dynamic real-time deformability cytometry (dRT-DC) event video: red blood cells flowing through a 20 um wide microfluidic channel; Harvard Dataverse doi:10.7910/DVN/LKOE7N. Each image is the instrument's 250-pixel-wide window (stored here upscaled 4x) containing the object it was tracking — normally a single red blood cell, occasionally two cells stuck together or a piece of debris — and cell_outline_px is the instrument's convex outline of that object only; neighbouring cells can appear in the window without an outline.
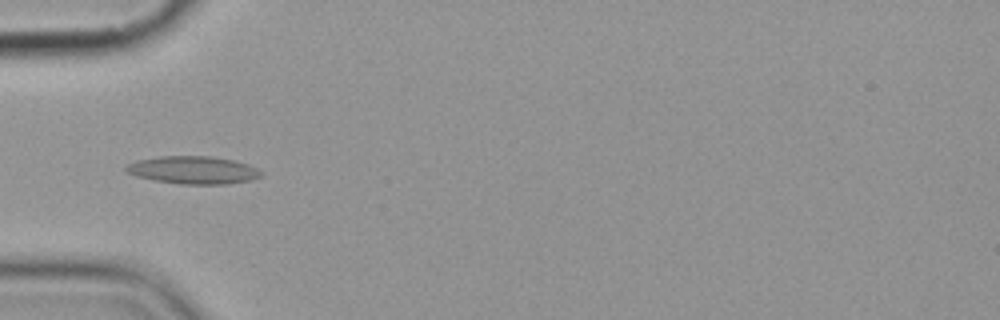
{"species": "common noctule bat (a hibernating species)", "species_latin": "Nyctalus noctula", "temperature_condition": "cold", "stored_images_in_passage": 11, "camera_frame_rate_fps": 3000, "um_per_image_px": 0.085, "animal": {"sex": "female", "body_mass_g": 19.9}, "frame": {"image": 1, "passage_image": 5, "time_ms": 5.333, "image_size_px": [1000, 320], "cell_outline_px": [[264, 176], [252, 180], [228, 184], [180, 184], [152, 180], [136, 176], [124, 172], [124, 164], [136, 160], [160, 156], [212, 156], [232, 160], [248, 164], [264, 172]], "centroid_in_image_um": [16.4, 14.46], "position_along_channel_um": 68.6, "area_um2": 22.25}}
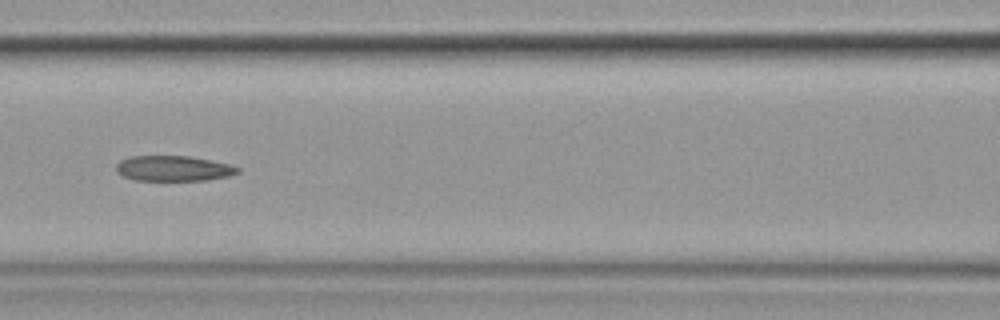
{"frame": {"image": 2, "passage_image": 7, "time_ms": 7.667, "image_size_px": [1000, 320], "cell_outline_px": [[240, 172], [228, 176], [208, 180], [136, 180], [124, 176], [116, 172], [116, 164], [120, 160], [128, 156], [188, 156], [228, 164], [240, 168]], "centroid_in_image_um": [14.71, 14.31], "position_along_channel_um": 151.9, "area_um2": 17.86}}
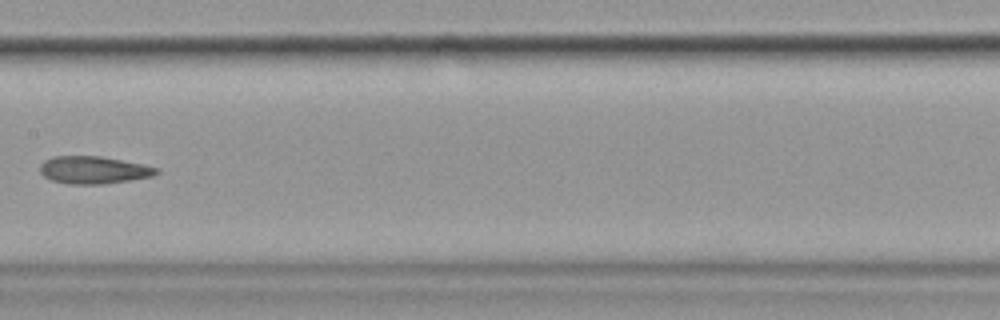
{"frame": {"image": 3, "passage_image": 8, "time_ms": 9.0, "image_size_px": [1000, 320], "cell_outline_px": [[160, 172], [152, 176], [104, 184], [68, 184], [52, 180], [44, 176], [40, 172], [40, 164], [44, 160], [52, 156], [100, 156], [144, 164], [160, 168]], "centroid_in_image_um": [7.96, 14.44], "position_along_channel_um": 199.4, "area_um2": 18.73}}